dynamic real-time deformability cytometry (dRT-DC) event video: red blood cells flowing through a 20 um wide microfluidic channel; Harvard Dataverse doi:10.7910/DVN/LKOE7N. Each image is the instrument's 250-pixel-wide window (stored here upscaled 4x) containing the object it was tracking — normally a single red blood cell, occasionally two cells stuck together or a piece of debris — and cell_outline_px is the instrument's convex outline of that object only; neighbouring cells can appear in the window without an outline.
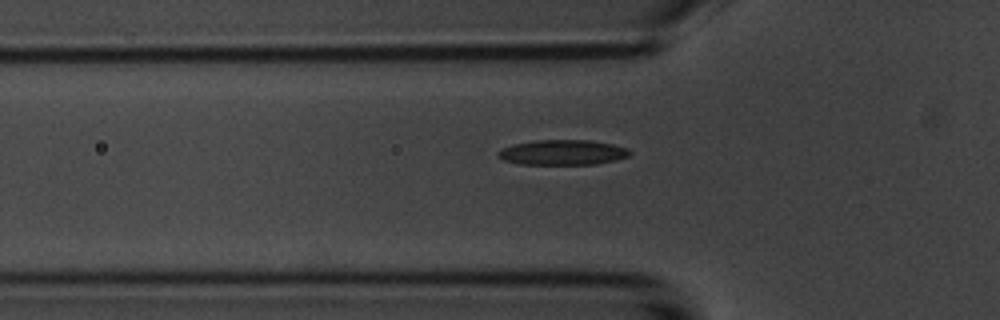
{"species": "common noctule bat (a hibernating species)", "species_latin": "Nyctalus noctula", "temperature_condition": "room temperature", "stored_images_in_passage": 5, "camera_frame_rate_fps": 3000, "um_per_image_px": 0.085, "animal": {"sex": "male", "body_mass_g": 20.1, "forearm_length_mm": 53.5}, "frame": {"image": 1, "passage_image": 5, "time_ms": 4.333, "image_size_px": [1000, 320], "cell_outline_px": [[632, 152], [628, 156], [616, 160], [596, 164], [520, 164], [504, 160], [496, 152], [500, 148], [512, 144], [536, 140], [588, 140], [612, 144], [628, 148]], "centroid_in_image_um": [47.82, 12.95], "position_along_channel_um": 78.0, "area_um2": 19.31}}